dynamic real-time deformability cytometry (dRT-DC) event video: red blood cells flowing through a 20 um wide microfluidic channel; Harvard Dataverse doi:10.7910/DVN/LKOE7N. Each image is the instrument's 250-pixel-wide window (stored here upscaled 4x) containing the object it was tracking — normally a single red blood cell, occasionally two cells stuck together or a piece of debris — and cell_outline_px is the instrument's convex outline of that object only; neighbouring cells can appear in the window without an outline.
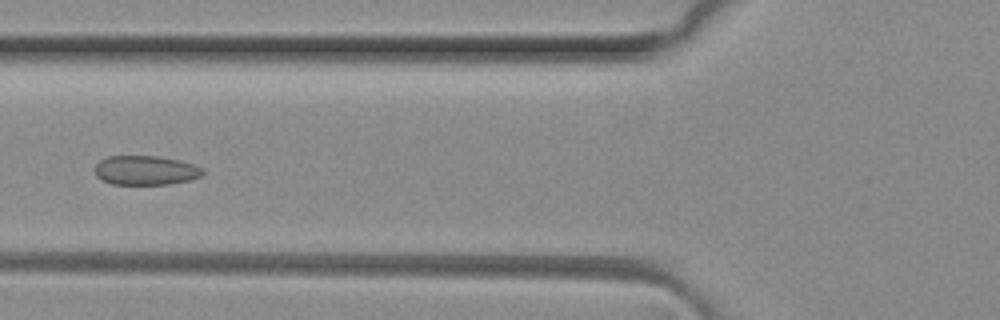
{"species": "common noctule bat (a hibernating species)", "species_latin": "Nyctalus noctula", "temperature_condition": "room temperature", "stored_images_in_passage": 7, "camera_frame_rate_fps": 3000, "um_per_image_px": 0.085, "animal": {"sex": "female", "body_mass_g": 29.2, "forearm_length_mm": 56.3}, "frame": {"image": 1, "passage_image": 6, "time_ms": 1.667, "image_size_px": [1000, 320], "cell_outline_px": [[204, 172], [200, 176], [192, 180], [168, 184], [112, 184], [100, 180], [96, 176], [96, 164], [100, 160], [108, 156], [156, 156], [180, 160], [204, 168]], "centroid_in_image_um": [12.38, 14.48], "position_along_channel_um": 113.4, "area_um2": 18.5}}
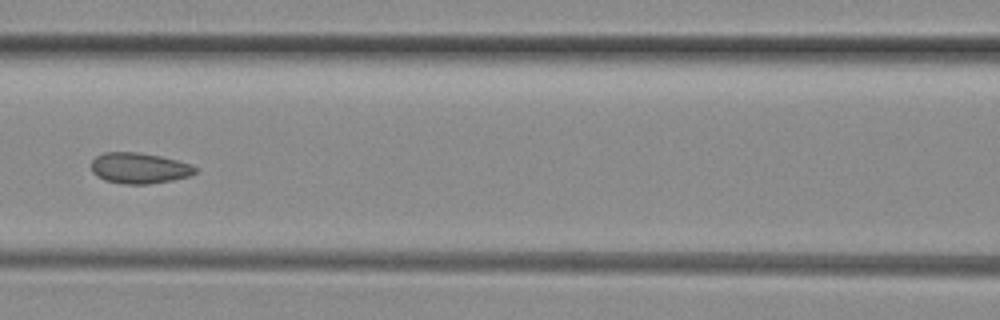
{"frame": {"image": 2, "passage_image": 7, "time_ms": 2.0, "image_size_px": [1000, 320], "cell_outline_px": [[200, 168], [196, 172], [188, 176], [172, 180], [148, 184], [124, 184], [104, 180], [96, 176], [92, 172], [92, 160], [96, 156], [104, 152], [136, 152], [160, 156], [192, 164]], "centroid_in_image_um": [11.84, 14.29], "position_along_channel_um": 154.8, "area_um2": 18.73}}